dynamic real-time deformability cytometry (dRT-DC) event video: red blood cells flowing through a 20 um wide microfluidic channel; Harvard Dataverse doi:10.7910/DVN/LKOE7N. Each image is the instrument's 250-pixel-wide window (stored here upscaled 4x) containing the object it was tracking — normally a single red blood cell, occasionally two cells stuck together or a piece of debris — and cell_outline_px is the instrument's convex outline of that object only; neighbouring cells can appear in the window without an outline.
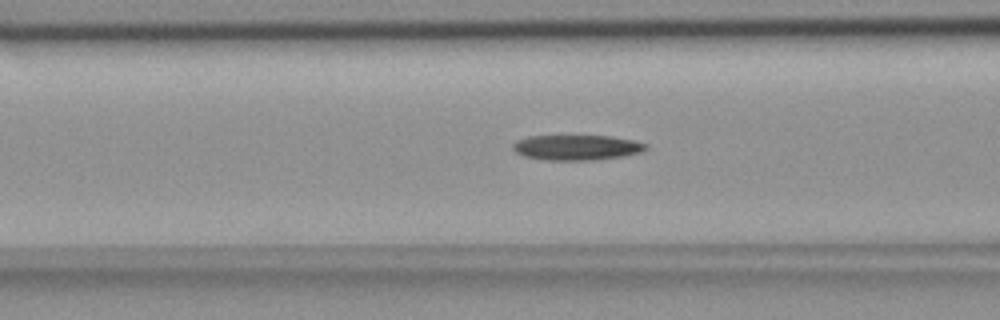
{"species": "common noctule bat (a hibernating species)", "species_latin": "Nyctalus noctula", "temperature_condition": "room temperature", "stored_images_in_passage": 56, "camera_frame_rate_fps": 3000, "um_per_image_px": 0.085, "animal": {"sex": "female", "body_mass_g": 18.4}, "frame": {"image": 1, "passage_image": 22, "time_ms": 7.0, "image_size_px": [1000, 320], "cell_outline_px": [[648, 148], [640, 152], [624, 156], [596, 160], [544, 160], [524, 156], [516, 152], [512, 148], [512, 144], [516, 140], [528, 136], [612, 136], [632, 140], [648, 144]], "centroid_in_image_um": [49.01, 12.54], "position_along_channel_um": 117.6, "area_um2": 19.65}}
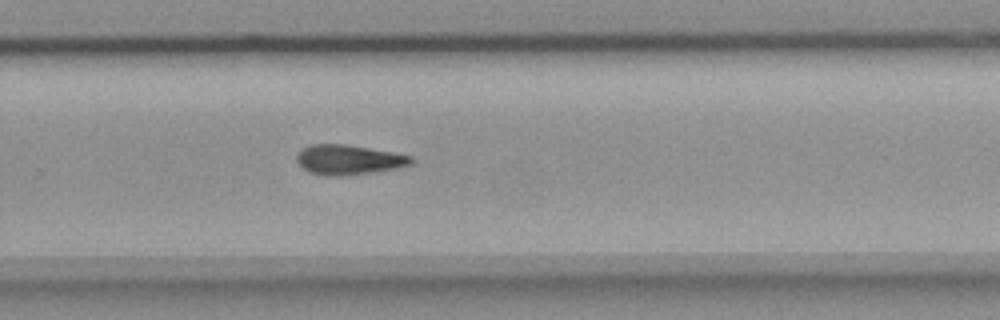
{"frame": {"image": 2, "passage_image": 37, "time_ms": 12.0, "image_size_px": [1000, 320], "cell_outline_px": [[412, 164], [396, 168], [372, 172], [332, 176], [308, 172], [296, 160], [296, 156], [304, 148], [312, 144], [344, 144], [392, 152], [412, 156]], "centroid_in_image_um": [29.63, 13.57], "position_along_channel_um": 300.2, "area_um2": 19.42}}
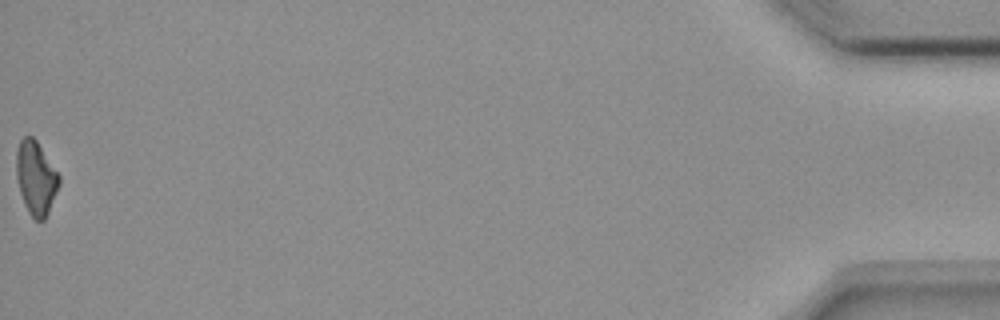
{"frame": {"image": 3, "passage_image": 56, "time_ms": 18.333, "image_size_px": [1000, 320], "cell_outline_px": [[60, 184], [48, 212], [44, 220], [36, 220], [28, 212], [24, 204], [20, 192], [16, 176], [16, 152], [20, 140], [24, 136], [32, 136], [36, 140], [60, 176]], "centroid_in_image_um": [3.04, 15.12], "position_along_channel_um": 432.2, "area_um2": 18.21}, "authors_computed_cell_mechanics": {"area_um2": 19.3341, "velocity_mm_per_s": 3.6679, "shape_relaxation_time_tau1_ms": 10.1033, "shape_relaxation_time_tau2_ms": null, "deformation_change_tau1": 0.2241, "deformation_change_tau2": null}}